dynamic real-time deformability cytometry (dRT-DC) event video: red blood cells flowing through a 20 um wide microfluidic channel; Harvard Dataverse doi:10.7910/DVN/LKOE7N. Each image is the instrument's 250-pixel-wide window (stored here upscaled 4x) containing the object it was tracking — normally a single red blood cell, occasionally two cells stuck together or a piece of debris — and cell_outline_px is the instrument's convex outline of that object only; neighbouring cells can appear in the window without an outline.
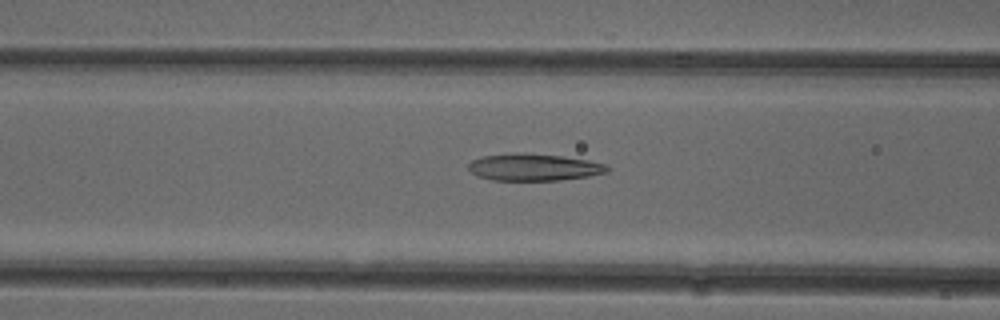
{"species": "common noctule bat (a hibernating species)", "species_latin": "Nyctalus noctula", "temperature_condition": "cold", "stored_images_in_passage": 52, "camera_frame_rate_fps": 3000, "um_per_image_px": 0.085, "animal": {"sex": "female"}, "frame": {"image": 1, "passage_image": 20, "time_ms": 6.333, "image_size_px": [1000, 320], "cell_outline_px": [[608, 172], [588, 176], [560, 180], [492, 180], [476, 176], [468, 168], [468, 164], [472, 160], [484, 156], [516, 152], [524, 152], [560, 156], [588, 160], [608, 164]], "centroid_in_image_um": [45.37, 14.21], "position_along_channel_um": 121.2, "area_um2": 21.91}}
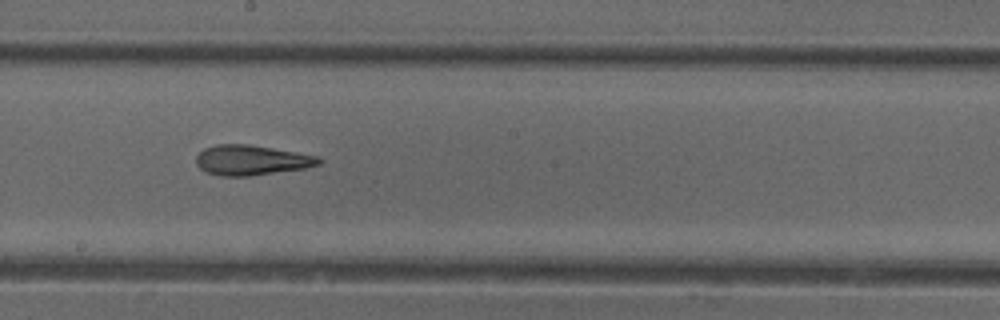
{"frame": {"image": 2, "passage_image": 28, "time_ms": 9.0, "image_size_px": [1000, 320], "cell_outline_px": [[324, 160], [320, 164], [304, 168], [248, 176], [220, 176], [204, 172], [196, 164], [196, 156], [204, 148], [216, 144], [248, 144], [320, 156]], "centroid_in_image_um": [21.36, 13.61], "position_along_channel_um": 226.8, "area_um2": 21.56}}
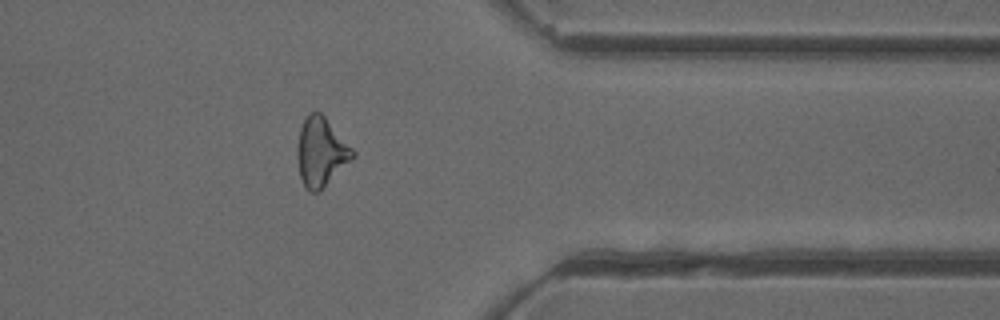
{"frame": {"image": 3, "passage_image": 41, "time_ms": 13.333, "image_size_px": [1000, 320], "cell_outline_px": [[356, 156], [320, 192], [312, 192], [304, 184], [300, 176], [296, 156], [296, 152], [300, 128], [308, 112], [320, 112], [324, 116], [356, 152]], "centroid_in_image_um": [27.29, 12.93], "position_along_channel_um": 384.1, "area_um2": 22.25}, "authors_computed_cell_mechanics": {"area_um2": 22.542, "velocity_mm_per_s": 3.9524, "shape_relaxation_time_tau1_ms": null, "shape_relaxation_time_tau2_ms": 3.8569, "deformation_change_tau1": null, "deformation_change_tau2": 0.1426}}